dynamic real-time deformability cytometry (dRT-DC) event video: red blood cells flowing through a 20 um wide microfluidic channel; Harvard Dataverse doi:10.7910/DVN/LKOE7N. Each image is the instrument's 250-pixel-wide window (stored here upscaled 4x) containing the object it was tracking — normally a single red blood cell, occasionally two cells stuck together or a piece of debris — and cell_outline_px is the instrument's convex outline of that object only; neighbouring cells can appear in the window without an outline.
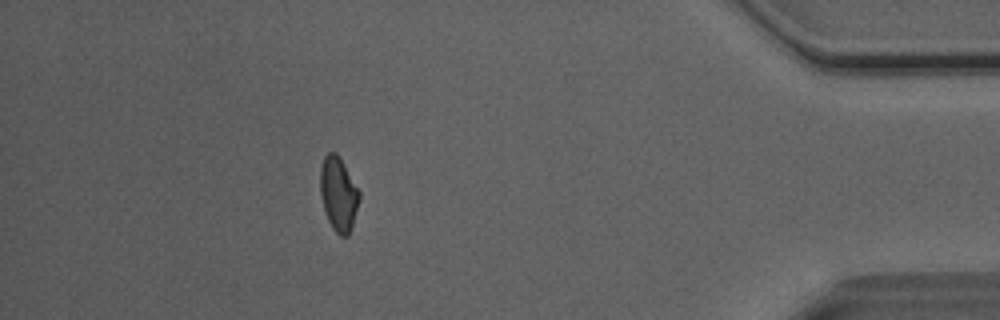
{"species": "Egyptian fruit bat (a non-hibernating species)", "species_latin": "Rousettus aegyptiacus", "temperature_condition": "room temperature", "stored_images_in_passage": 44, "camera_frame_rate_fps": 3000, "um_per_image_px": 0.085, "animal": {"sex": "male"}, "frame": {"image": 1, "passage_image": 43, "time_ms": 14.0, "image_size_px": [1000, 320], "cell_outline_px": [[360, 196], [352, 228], [348, 236], [340, 236], [332, 228], [328, 220], [324, 208], [320, 192], [320, 168], [324, 156], [328, 152], [336, 152], [360, 192]], "centroid_in_image_um": [28.76, 16.5], "position_along_channel_um": 406.4, "area_um2": 16.7}}